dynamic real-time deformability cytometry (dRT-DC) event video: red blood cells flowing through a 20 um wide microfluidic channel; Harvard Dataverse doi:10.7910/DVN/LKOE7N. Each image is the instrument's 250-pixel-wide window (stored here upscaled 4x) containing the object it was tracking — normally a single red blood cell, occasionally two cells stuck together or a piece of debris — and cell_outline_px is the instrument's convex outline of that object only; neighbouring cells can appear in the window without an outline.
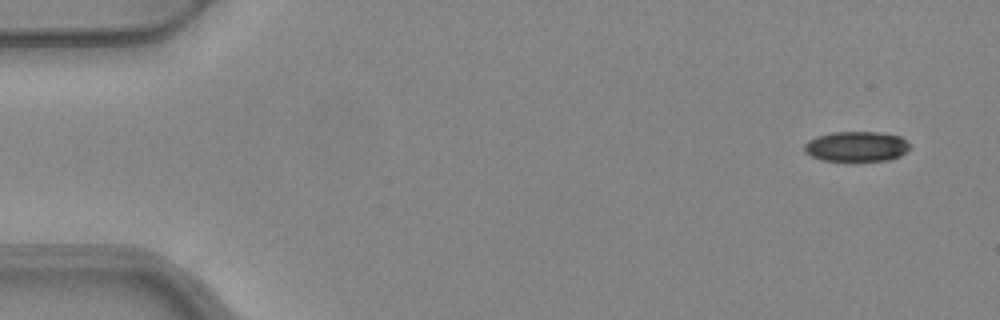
{"species": "common noctule bat (a hibernating species)", "species_latin": "Nyctalus noctula", "temperature_condition": "warm", "stored_images_in_passage": 4, "camera_frame_rate_fps": 3000, "um_per_image_px": 0.085, "animal": {"sex": "female", "body_mass_g": 24.6, "forearm_length_mm": 56.2}, "frame": {"image": 1, "passage_image": 1, "time_ms": 0.0, "image_size_px": [1000, 320], "cell_outline_px": [[912, 148], [900, 156], [888, 160], [852, 164], [820, 160], [804, 152], [804, 144], [808, 140], [816, 136], [832, 132], [876, 132], [900, 136], [912, 144]], "centroid_in_image_um": [72.81, 12.5], "position_along_channel_um": 12.2, "area_um2": 19.59}}